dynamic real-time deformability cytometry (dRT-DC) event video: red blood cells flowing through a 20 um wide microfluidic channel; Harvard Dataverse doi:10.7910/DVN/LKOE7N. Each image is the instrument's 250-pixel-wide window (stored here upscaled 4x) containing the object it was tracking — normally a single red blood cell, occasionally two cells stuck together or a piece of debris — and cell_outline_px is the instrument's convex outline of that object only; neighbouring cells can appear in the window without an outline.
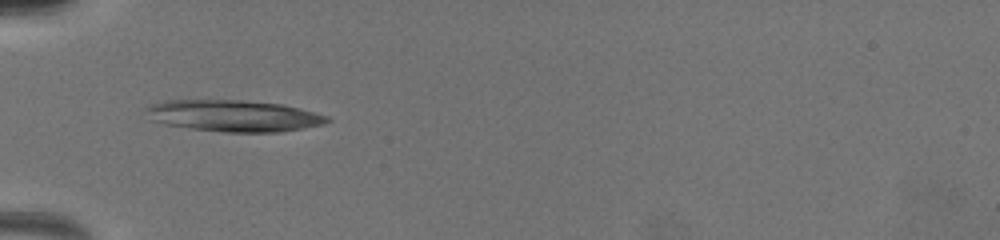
{"species": "common noctule bat (a hibernating species)", "species_latin": "Nyctalus noctula", "temperature_condition": "warm", "stored_images_in_passage": 3, "camera_frame_rate_fps": 3000, "um_per_image_px": 0.085, "animal": {"sex": "female", "body_mass_g": 19.5, "forearm_length_mm": 54.1}, "frame": {"image": 1, "passage_image": 1, "time_ms": 0.0, "image_size_px": [1000, 240], "cell_outline_px": [[332, 120], [324, 124], [276, 132], [224, 132], [192, 128], [168, 124], [160, 120], [148, 108], [152, 104], [164, 100], [236, 100], [280, 104], [328, 116]], "centroid_in_image_um": [19.98, 9.84], "position_along_channel_um": 65.0, "area_um2": 31.96}}